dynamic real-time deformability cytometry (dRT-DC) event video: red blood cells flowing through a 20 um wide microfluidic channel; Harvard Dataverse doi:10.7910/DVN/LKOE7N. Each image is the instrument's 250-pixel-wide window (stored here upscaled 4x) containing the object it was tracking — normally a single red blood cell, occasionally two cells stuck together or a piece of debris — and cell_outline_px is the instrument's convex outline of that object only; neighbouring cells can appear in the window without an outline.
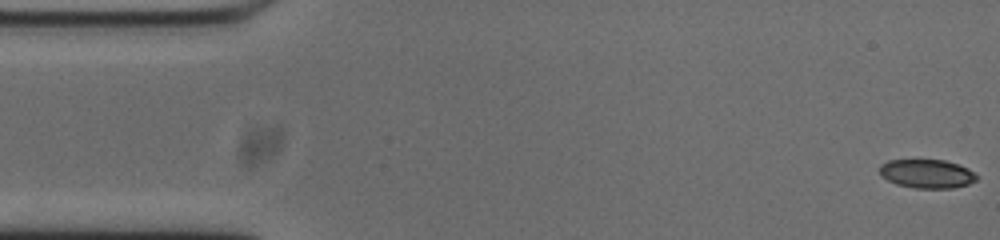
{"species": "common noctule bat (a hibernating species)", "species_latin": "Nyctalus noctula", "temperature_condition": "cold", "stored_images_in_passage": 54, "camera_frame_rate_fps": 3000, "um_per_image_px": 0.085, "animal": {"sex": "male", "body_mass_g": 20.0, "forearm_length_mm": 53.3}, "frame": {"image": 1, "passage_image": 1, "time_ms": 0.0, "image_size_px": [1000, 240], "cell_outline_px": [[976, 180], [968, 184], [952, 188], [916, 188], [896, 184], [888, 180], [880, 172], [880, 164], [888, 160], [944, 160], [960, 164], [968, 168], [976, 176]], "centroid_in_image_um": [78.79, 14.76], "position_along_channel_um": 6.2, "area_um2": 16.13}}
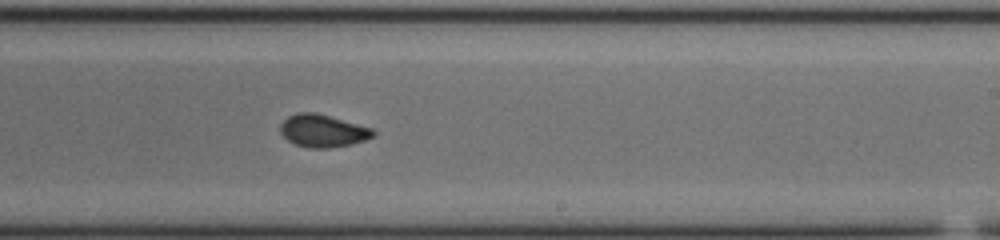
{"frame": {"image": 2, "passage_image": 31, "time_ms": 10.0, "image_size_px": [1000, 240], "cell_outline_px": [[376, 132], [372, 136], [364, 140], [352, 144], [328, 148], [308, 148], [296, 144], [288, 140], [280, 132], [280, 124], [288, 116], [296, 112], [316, 112], [372, 128]], "centroid_in_image_um": [27.42, 11.11], "position_along_channel_um": 261.6, "area_um2": 17.57}}
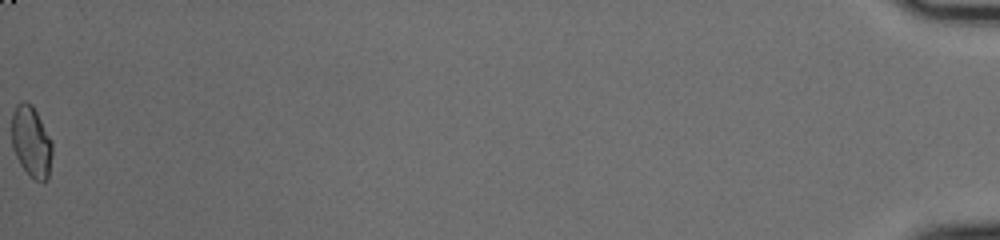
{"frame": {"image": 3, "passage_image": 54, "time_ms": 17.667, "image_size_px": [1000, 240], "cell_outline_px": [[52, 156], [48, 180], [36, 180], [20, 164], [12, 148], [12, 112], [16, 104], [20, 100], [28, 100], [32, 104], [52, 140]], "centroid_in_image_um": [2.66, 11.98], "position_along_channel_um": 432.5, "area_um2": 16.94}, "authors_computed_cell_mechanics": {"area_um2": 17.2822, "velocity_mm_per_s": 3.7414, "shape_relaxation_time_tau1_ms": null, "shape_relaxation_time_tau2_ms": 1.1523, "deformation_change_tau1": null, "deformation_change_tau2": 0.0489}}